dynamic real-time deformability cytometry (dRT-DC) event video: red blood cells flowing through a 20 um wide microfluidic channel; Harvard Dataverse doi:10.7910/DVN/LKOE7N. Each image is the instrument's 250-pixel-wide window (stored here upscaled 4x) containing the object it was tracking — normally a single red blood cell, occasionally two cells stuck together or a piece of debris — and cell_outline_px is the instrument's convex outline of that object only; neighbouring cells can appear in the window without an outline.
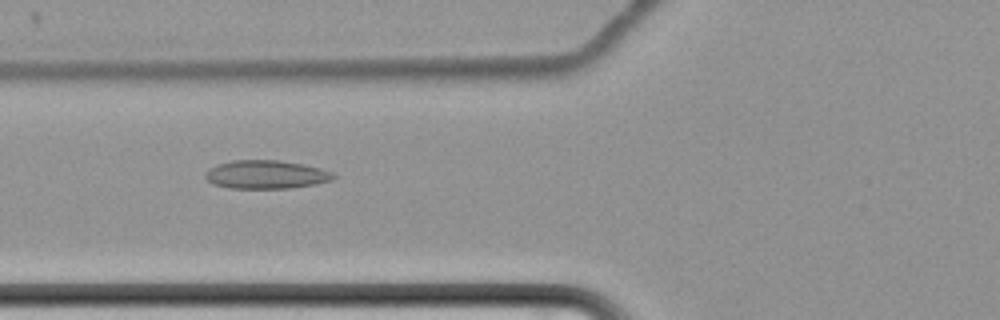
{"species": "common noctule bat (a hibernating species)", "species_latin": "Nyctalus noctula", "temperature_condition": "cold", "stored_images_in_passage": 49, "camera_frame_rate_fps": 3000, "um_per_image_px": 0.085, "animal": {"sex": "female", "body_mass_g": 22.7, "forearm_length_mm": 54.2}, "frame": {"image": 1, "passage_image": 13, "time_ms": 4.0, "image_size_px": [1000, 320], "cell_outline_px": [[336, 176], [332, 180], [316, 184], [288, 188], [228, 188], [212, 184], [204, 176], [204, 172], [208, 168], [216, 164], [232, 160], [276, 160], [304, 164], [320, 168], [332, 172]], "centroid_in_image_um": [22.57, 14.83], "position_along_channel_um": 103.2, "area_um2": 21.39}}
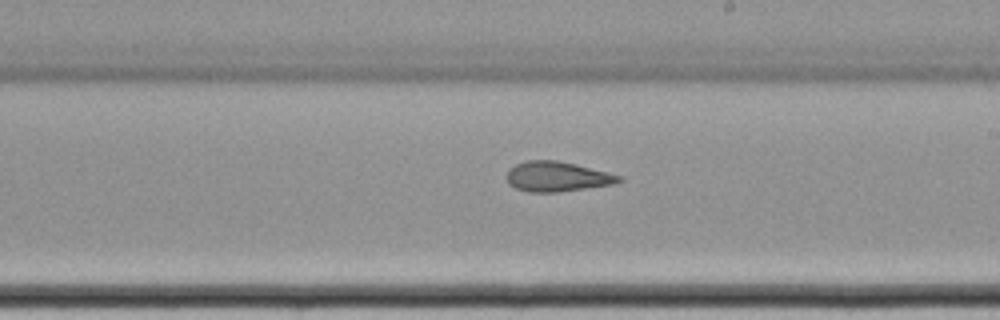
{"frame": {"image": 2, "passage_image": 25, "time_ms": 8.0, "image_size_px": [1000, 320], "cell_outline_px": [[624, 180], [616, 184], [560, 192], [528, 192], [516, 188], [508, 184], [504, 176], [508, 168], [516, 164], [528, 160], [556, 160], [576, 164], [624, 176]], "centroid_in_image_um": [47.36, 15.01], "position_along_channel_um": 241.6, "area_um2": 20.06}}
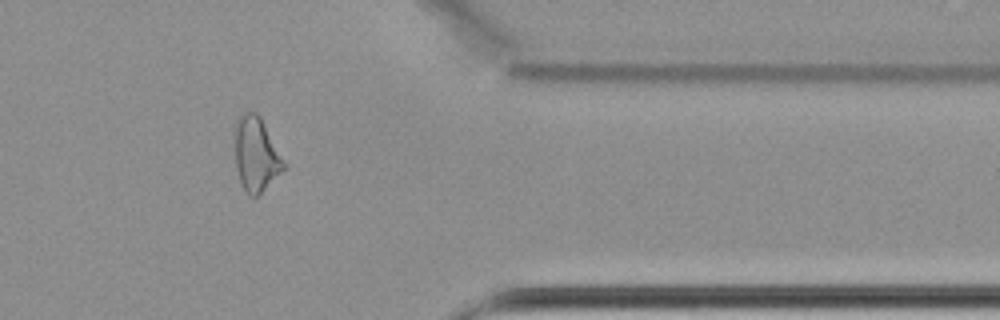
{"frame": {"image": 3, "passage_image": 39, "time_ms": 12.667, "image_size_px": [1000, 320], "cell_outline_px": [[288, 168], [256, 196], [248, 196], [240, 180], [236, 168], [236, 120], [244, 112], [256, 112], [260, 116], [284, 160]], "centroid_in_image_um": [21.8, 13.13], "position_along_channel_um": 389.6, "area_um2": 20.92}}